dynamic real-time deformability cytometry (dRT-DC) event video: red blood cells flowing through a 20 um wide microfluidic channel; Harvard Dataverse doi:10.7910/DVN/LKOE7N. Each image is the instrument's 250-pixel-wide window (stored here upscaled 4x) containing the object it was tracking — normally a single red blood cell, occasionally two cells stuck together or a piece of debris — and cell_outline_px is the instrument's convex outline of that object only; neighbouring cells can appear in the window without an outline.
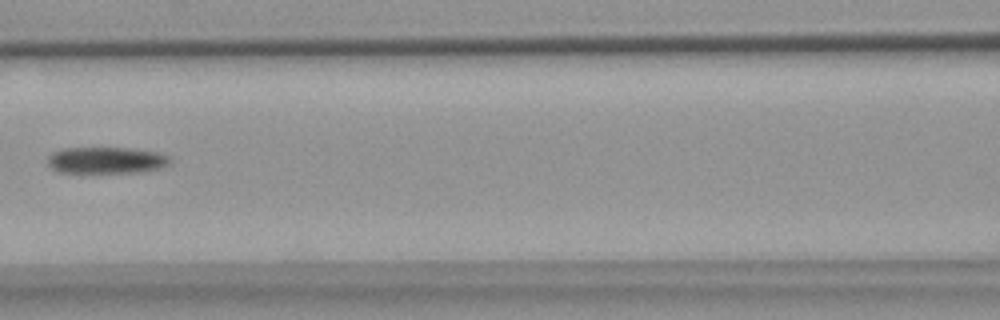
{"species": "common noctule bat (a hibernating species)", "species_latin": "Nyctalus noctula", "temperature_condition": "warm", "stored_images_in_passage": 12, "camera_frame_rate_fps": 3000, "um_per_image_px": 0.085, "animal": {"sex": "female", "body_mass_g": 18.4}, "frame": {"image": 1, "passage_image": 9, "time_ms": 10.333, "image_size_px": [1000, 320], "cell_outline_px": [[172, 160], [168, 164], [160, 168], [144, 172], [60, 172], [52, 168], [48, 164], [48, 156], [52, 152], [64, 148], [128, 148], [160, 152], [168, 156]], "centroid_in_image_um": [9.06, 13.61], "position_along_channel_um": 157.5, "area_um2": 18.9}}
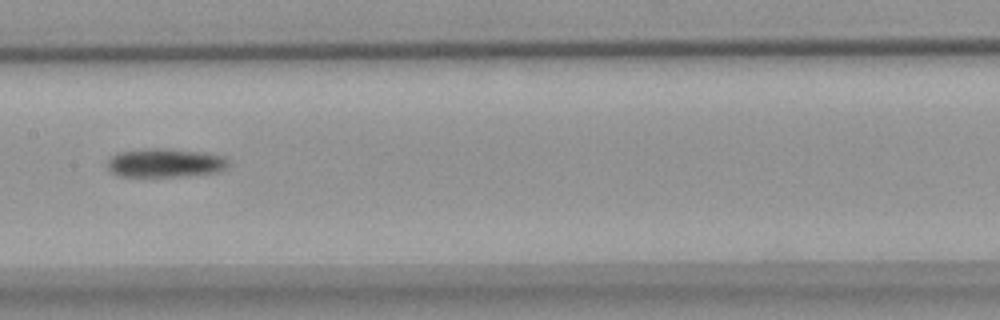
{"frame": {"image": 2, "passage_image": 10, "time_ms": 11.333, "image_size_px": [1000, 320], "cell_outline_px": [[228, 168], [216, 172], [172, 176], [120, 176], [112, 172], [108, 168], [108, 160], [112, 156], [120, 152], [148, 148], [164, 148], [208, 152], [224, 156], [228, 160]], "centroid_in_image_um": [14.07, 13.82], "position_along_channel_um": 193.3, "area_um2": 20.17}}
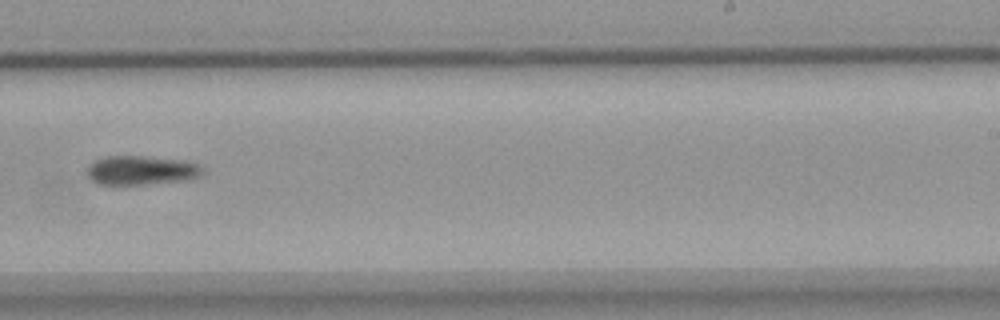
{"frame": {"image": 3, "passage_image": 12, "time_ms": 13.667, "image_size_px": [1000, 320], "cell_outline_px": [[204, 172], [200, 176], [188, 180], [144, 184], [96, 184], [88, 176], [88, 164], [104, 156], [140, 156], [192, 160], [200, 164], [204, 168]], "centroid_in_image_um": [12.08, 14.46], "position_along_channel_um": 276.9, "area_um2": 19.94}}